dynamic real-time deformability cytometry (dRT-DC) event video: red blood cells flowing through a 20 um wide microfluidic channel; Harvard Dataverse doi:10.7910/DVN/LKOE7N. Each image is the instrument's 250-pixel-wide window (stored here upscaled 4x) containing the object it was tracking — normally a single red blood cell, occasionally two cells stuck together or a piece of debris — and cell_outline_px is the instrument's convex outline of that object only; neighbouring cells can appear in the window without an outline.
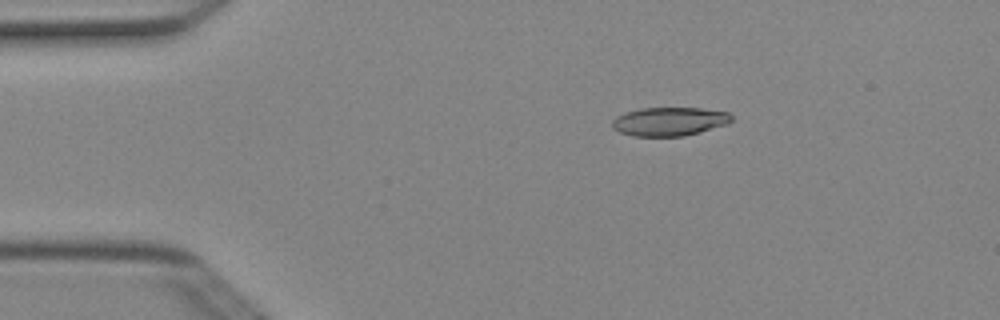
{"species": "Egyptian fruit bat (a non-hibernating species)", "species_latin": "Rousettus aegyptiacus", "temperature_condition": "cold", "stored_images_in_passage": 2, "camera_frame_rate_fps": 3000, "um_per_image_px": 0.085, "animal": {"sex": "female"}, "frame": {"image": 1, "passage_image": 2, "time_ms": 0.333, "image_size_px": [1000, 320], "cell_outline_px": [[732, 120], [728, 124], [700, 132], [684, 136], [632, 136], [620, 132], [612, 128], [612, 120], [616, 116], [624, 112], [640, 108], [700, 108], [728, 112], [732, 116]], "centroid_in_image_um": [56.88, 10.32], "position_along_channel_um": 28.1, "area_um2": 20.06}}